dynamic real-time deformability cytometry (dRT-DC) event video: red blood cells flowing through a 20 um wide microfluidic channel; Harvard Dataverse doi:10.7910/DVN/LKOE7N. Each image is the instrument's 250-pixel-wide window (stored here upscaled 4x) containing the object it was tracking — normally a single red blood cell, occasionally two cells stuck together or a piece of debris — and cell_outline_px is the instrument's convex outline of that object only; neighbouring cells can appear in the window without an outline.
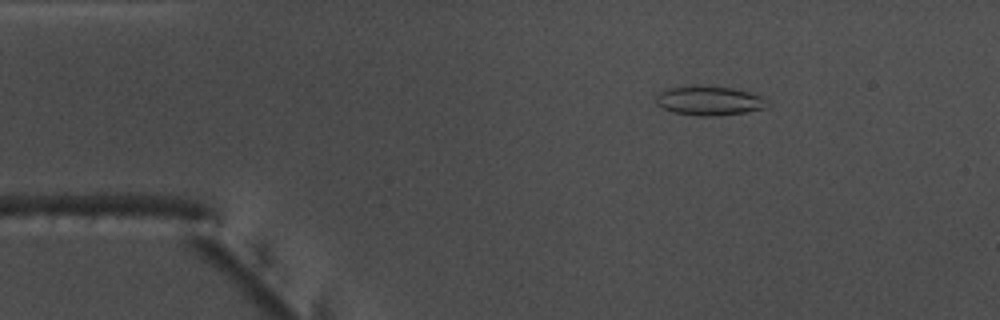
{"species": "common noctule bat (a hibernating species)", "species_latin": "Nyctalus noctula", "temperature_condition": "warm", "stored_images_in_passage": 53, "camera_frame_rate_fps": 3000, "um_per_image_px": 0.085, "animal": {"sex": "male", "body_mass_g": 17.5, "forearm_length_mm": 52.3}, "frame": {"image": 1, "passage_image": 8, "time_ms": 2.333, "image_size_px": [1000, 320], "cell_outline_px": [[768, 104], [764, 108], [744, 112], [716, 116], [696, 116], [672, 112], [656, 104], [656, 96], [660, 92], [668, 88], [700, 84], [732, 88], [748, 92], [760, 96]], "centroid_in_image_um": [60.22, 8.55], "position_along_channel_um": 24.8, "area_um2": 19.02}}
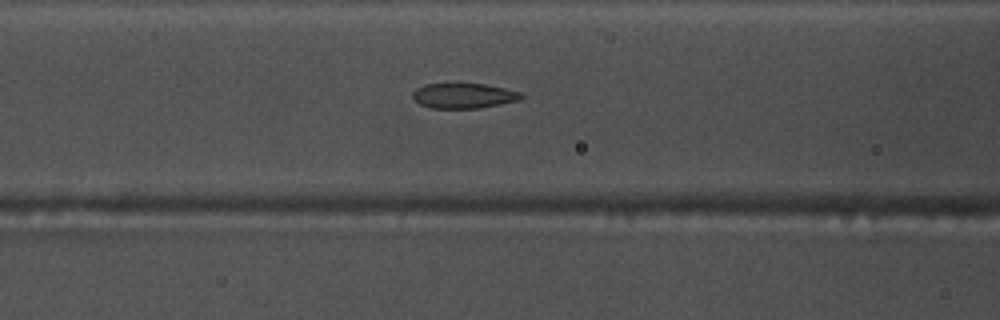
{"frame": {"image": 2, "passage_image": 21, "time_ms": 6.667, "image_size_px": [1000, 320], "cell_outline_px": [[524, 96], [520, 100], [480, 108], [432, 108], [420, 104], [412, 100], [412, 92], [416, 88], [424, 84], [456, 80], [484, 84], [504, 88], [520, 92]], "centroid_in_image_um": [39.34, 8.08], "position_along_channel_um": 127.3, "area_um2": 16.76}}
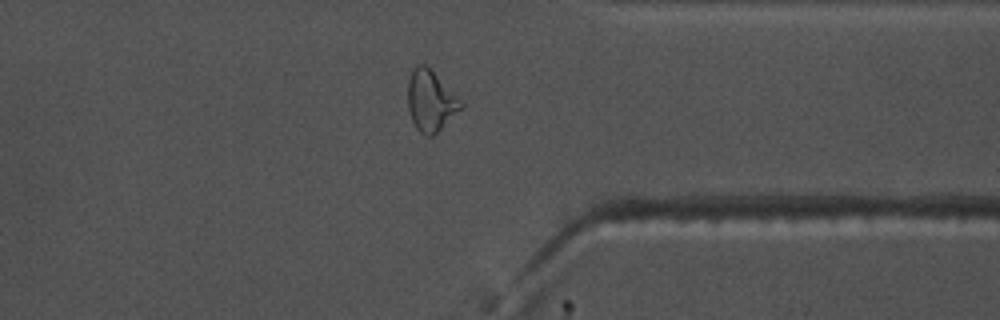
{"frame": {"image": 3, "passage_image": 41, "time_ms": 13.333, "image_size_px": [1000, 320], "cell_outline_px": [[464, 108], [432, 136], [424, 136], [416, 128], [412, 120], [408, 108], [408, 80], [412, 68], [416, 64], [424, 64], [464, 100]], "centroid_in_image_um": [36.64, 8.57], "position_along_channel_um": 374.8, "area_um2": 19.13}, "authors_computed_cell_mechanics": {"area_um2": 18.0336, "velocity_mm_per_s": 3.8042, "shape_relaxation_time_tau1_ms": 6.1569, "shape_relaxation_time_tau2_ms": 1.7558, "deformation_change_tau1": 0.1961, "deformation_change_tau2": 0.075}}